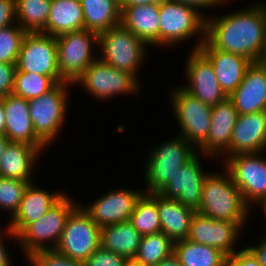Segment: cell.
I'll list each match as a JSON object with an SVG mask.
<instances>
[{
	"instance_id": "cell-26",
	"label": "cell",
	"mask_w": 266,
	"mask_h": 266,
	"mask_svg": "<svg viewBox=\"0 0 266 266\" xmlns=\"http://www.w3.org/2000/svg\"><path fill=\"white\" fill-rule=\"evenodd\" d=\"M157 208L161 231L173 242L187 239L190 223L196 211L159 193H157Z\"/></svg>"
},
{
	"instance_id": "cell-42",
	"label": "cell",
	"mask_w": 266,
	"mask_h": 266,
	"mask_svg": "<svg viewBox=\"0 0 266 266\" xmlns=\"http://www.w3.org/2000/svg\"><path fill=\"white\" fill-rule=\"evenodd\" d=\"M16 24V0H0V29Z\"/></svg>"
},
{
	"instance_id": "cell-11",
	"label": "cell",
	"mask_w": 266,
	"mask_h": 266,
	"mask_svg": "<svg viewBox=\"0 0 266 266\" xmlns=\"http://www.w3.org/2000/svg\"><path fill=\"white\" fill-rule=\"evenodd\" d=\"M265 152L240 153L220 161L252 210L260 200L266 198Z\"/></svg>"
},
{
	"instance_id": "cell-39",
	"label": "cell",
	"mask_w": 266,
	"mask_h": 266,
	"mask_svg": "<svg viewBox=\"0 0 266 266\" xmlns=\"http://www.w3.org/2000/svg\"><path fill=\"white\" fill-rule=\"evenodd\" d=\"M16 64L0 63V98L12 94Z\"/></svg>"
},
{
	"instance_id": "cell-18",
	"label": "cell",
	"mask_w": 266,
	"mask_h": 266,
	"mask_svg": "<svg viewBox=\"0 0 266 266\" xmlns=\"http://www.w3.org/2000/svg\"><path fill=\"white\" fill-rule=\"evenodd\" d=\"M238 112L227 97L212 106L211 125L206 141L197 149L198 153L224 161L229 157V146Z\"/></svg>"
},
{
	"instance_id": "cell-29",
	"label": "cell",
	"mask_w": 266,
	"mask_h": 266,
	"mask_svg": "<svg viewBox=\"0 0 266 266\" xmlns=\"http://www.w3.org/2000/svg\"><path fill=\"white\" fill-rule=\"evenodd\" d=\"M84 29L100 34L120 25V0H80Z\"/></svg>"
},
{
	"instance_id": "cell-49",
	"label": "cell",
	"mask_w": 266,
	"mask_h": 266,
	"mask_svg": "<svg viewBox=\"0 0 266 266\" xmlns=\"http://www.w3.org/2000/svg\"><path fill=\"white\" fill-rule=\"evenodd\" d=\"M256 206L259 207V209L264 212V216H265V219H266V198L260 200Z\"/></svg>"
},
{
	"instance_id": "cell-36",
	"label": "cell",
	"mask_w": 266,
	"mask_h": 266,
	"mask_svg": "<svg viewBox=\"0 0 266 266\" xmlns=\"http://www.w3.org/2000/svg\"><path fill=\"white\" fill-rule=\"evenodd\" d=\"M28 185L27 181L0 177V209L8 212V218L11 219L18 211Z\"/></svg>"
},
{
	"instance_id": "cell-12",
	"label": "cell",
	"mask_w": 266,
	"mask_h": 266,
	"mask_svg": "<svg viewBox=\"0 0 266 266\" xmlns=\"http://www.w3.org/2000/svg\"><path fill=\"white\" fill-rule=\"evenodd\" d=\"M100 247V227L79 204L69 215L57 253L75 261L85 262Z\"/></svg>"
},
{
	"instance_id": "cell-27",
	"label": "cell",
	"mask_w": 266,
	"mask_h": 266,
	"mask_svg": "<svg viewBox=\"0 0 266 266\" xmlns=\"http://www.w3.org/2000/svg\"><path fill=\"white\" fill-rule=\"evenodd\" d=\"M84 29V13L80 0H52L43 34L53 37Z\"/></svg>"
},
{
	"instance_id": "cell-1",
	"label": "cell",
	"mask_w": 266,
	"mask_h": 266,
	"mask_svg": "<svg viewBox=\"0 0 266 266\" xmlns=\"http://www.w3.org/2000/svg\"><path fill=\"white\" fill-rule=\"evenodd\" d=\"M251 5V6H250ZM206 17L205 40L214 48L260 62L266 48V2ZM210 16V17H209Z\"/></svg>"
},
{
	"instance_id": "cell-2",
	"label": "cell",
	"mask_w": 266,
	"mask_h": 266,
	"mask_svg": "<svg viewBox=\"0 0 266 266\" xmlns=\"http://www.w3.org/2000/svg\"><path fill=\"white\" fill-rule=\"evenodd\" d=\"M196 212L214 220L236 222L243 229L247 220L250 221L252 210L244 202L242 193L234 185L229 172L223 167L220 172L210 171L206 176L202 186L201 204Z\"/></svg>"
},
{
	"instance_id": "cell-24",
	"label": "cell",
	"mask_w": 266,
	"mask_h": 266,
	"mask_svg": "<svg viewBox=\"0 0 266 266\" xmlns=\"http://www.w3.org/2000/svg\"><path fill=\"white\" fill-rule=\"evenodd\" d=\"M3 104L6 115L5 135L10 142H23L35 147H48L35 134L28 100L9 94L3 97Z\"/></svg>"
},
{
	"instance_id": "cell-47",
	"label": "cell",
	"mask_w": 266,
	"mask_h": 266,
	"mask_svg": "<svg viewBox=\"0 0 266 266\" xmlns=\"http://www.w3.org/2000/svg\"><path fill=\"white\" fill-rule=\"evenodd\" d=\"M5 111L3 104V97L0 98V134H5Z\"/></svg>"
},
{
	"instance_id": "cell-41",
	"label": "cell",
	"mask_w": 266,
	"mask_h": 266,
	"mask_svg": "<svg viewBox=\"0 0 266 266\" xmlns=\"http://www.w3.org/2000/svg\"><path fill=\"white\" fill-rule=\"evenodd\" d=\"M226 266H261L254 255L246 248L242 247L234 255L226 258Z\"/></svg>"
},
{
	"instance_id": "cell-21",
	"label": "cell",
	"mask_w": 266,
	"mask_h": 266,
	"mask_svg": "<svg viewBox=\"0 0 266 266\" xmlns=\"http://www.w3.org/2000/svg\"><path fill=\"white\" fill-rule=\"evenodd\" d=\"M198 50L210 61L224 93L229 96L243 81L252 62L244 56L214 49L206 40Z\"/></svg>"
},
{
	"instance_id": "cell-32",
	"label": "cell",
	"mask_w": 266,
	"mask_h": 266,
	"mask_svg": "<svg viewBox=\"0 0 266 266\" xmlns=\"http://www.w3.org/2000/svg\"><path fill=\"white\" fill-rule=\"evenodd\" d=\"M129 222L142 236L161 232L157 193H143L140 196Z\"/></svg>"
},
{
	"instance_id": "cell-19",
	"label": "cell",
	"mask_w": 266,
	"mask_h": 266,
	"mask_svg": "<svg viewBox=\"0 0 266 266\" xmlns=\"http://www.w3.org/2000/svg\"><path fill=\"white\" fill-rule=\"evenodd\" d=\"M35 182L29 183L23 194L20 207L9 219L6 227L18 236L30 223L37 221L49 211L66 193L64 190L47 191ZM42 188V189H41Z\"/></svg>"
},
{
	"instance_id": "cell-5",
	"label": "cell",
	"mask_w": 266,
	"mask_h": 266,
	"mask_svg": "<svg viewBox=\"0 0 266 266\" xmlns=\"http://www.w3.org/2000/svg\"><path fill=\"white\" fill-rule=\"evenodd\" d=\"M148 47L121 24L98 34V58L106 64L132 74L138 81L139 69L148 57Z\"/></svg>"
},
{
	"instance_id": "cell-45",
	"label": "cell",
	"mask_w": 266,
	"mask_h": 266,
	"mask_svg": "<svg viewBox=\"0 0 266 266\" xmlns=\"http://www.w3.org/2000/svg\"><path fill=\"white\" fill-rule=\"evenodd\" d=\"M156 266H182L178 258L174 255H170L166 259L161 260Z\"/></svg>"
},
{
	"instance_id": "cell-40",
	"label": "cell",
	"mask_w": 266,
	"mask_h": 266,
	"mask_svg": "<svg viewBox=\"0 0 266 266\" xmlns=\"http://www.w3.org/2000/svg\"><path fill=\"white\" fill-rule=\"evenodd\" d=\"M10 238V241H13V243L15 242V245L16 243H18V238L16 234L11 229L5 226L4 229L0 232V266H12L11 262L13 261L11 258L12 254H10L11 251L9 250L8 252V247H5L7 246L5 241Z\"/></svg>"
},
{
	"instance_id": "cell-13",
	"label": "cell",
	"mask_w": 266,
	"mask_h": 266,
	"mask_svg": "<svg viewBox=\"0 0 266 266\" xmlns=\"http://www.w3.org/2000/svg\"><path fill=\"white\" fill-rule=\"evenodd\" d=\"M16 69V72L60 76L56 37L41 32L27 33L21 44Z\"/></svg>"
},
{
	"instance_id": "cell-17",
	"label": "cell",
	"mask_w": 266,
	"mask_h": 266,
	"mask_svg": "<svg viewBox=\"0 0 266 266\" xmlns=\"http://www.w3.org/2000/svg\"><path fill=\"white\" fill-rule=\"evenodd\" d=\"M185 63L188 81L184 85L180 84L185 91L210 106L228 97L221 89L210 61L198 49H191Z\"/></svg>"
},
{
	"instance_id": "cell-16",
	"label": "cell",
	"mask_w": 266,
	"mask_h": 266,
	"mask_svg": "<svg viewBox=\"0 0 266 266\" xmlns=\"http://www.w3.org/2000/svg\"><path fill=\"white\" fill-rule=\"evenodd\" d=\"M202 156L203 158L215 159L202 153H197L178 169L171 181L159 194L167 199L177 200L183 206L197 211L201 204L203 182L208 175V172L202 166Z\"/></svg>"
},
{
	"instance_id": "cell-22",
	"label": "cell",
	"mask_w": 266,
	"mask_h": 266,
	"mask_svg": "<svg viewBox=\"0 0 266 266\" xmlns=\"http://www.w3.org/2000/svg\"><path fill=\"white\" fill-rule=\"evenodd\" d=\"M120 24L147 46L160 47V2L146 5H120Z\"/></svg>"
},
{
	"instance_id": "cell-35",
	"label": "cell",
	"mask_w": 266,
	"mask_h": 266,
	"mask_svg": "<svg viewBox=\"0 0 266 266\" xmlns=\"http://www.w3.org/2000/svg\"><path fill=\"white\" fill-rule=\"evenodd\" d=\"M26 34L17 23L0 29V63L16 64Z\"/></svg>"
},
{
	"instance_id": "cell-51",
	"label": "cell",
	"mask_w": 266,
	"mask_h": 266,
	"mask_svg": "<svg viewBox=\"0 0 266 266\" xmlns=\"http://www.w3.org/2000/svg\"><path fill=\"white\" fill-rule=\"evenodd\" d=\"M260 63L266 68V48Z\"/></svg>"
},
{
	"instance_id": "cell-37",
	"label": "cell",
	"mask_w": 266,
	"mask_h": 266,
	"mask_svg": "<svg viewBox=\"0 0 266 266\" xmlns=\"http://www.w3.org/2000/svg\"><path fill=\"white\" fill-rule=\"evenodd\" d=\"M30 266H84V262L72 260L55 250H42L26 257Z\"/></svg>"
},
{
	"instance_id": "cell-48",
	"label": "cell",
	"mask_w": 266,
	"mask_h": 266,
	"mask_svg": "<svg viewBox=\"0 0 266 266\" xmlns=\"http://www.w3.org/2000/svg\"><path fill=\"white\" fill-rule=\"evenodd\" d=\"M10 140L5 134H0V160Z\"/></svg>"
},
{
	"instance_id": "cell-34",
	"label": "cell",
	"mask_w": 266,
	"mask_h": 266,
	"mask_svg": "<svg viewBox=\"0 0 266 266\" xmlns=\"http://www.w3.org/2000/svg\"><path fill=\"white\" fill-rule=\"evenodd\" d=\"M64 80L60 76H46L30 72H16L12 94L31 100L40 97Z\"/></svg>"
},
{
	"instance_id": "cell-44",
	"label": "cell",
	"mask_w": 266,
	"mask_h": 266,
	"mask_svg": "<svg viewBox=\"0 0 266 266\" xmlns=\"http://www.w3.org/2000/svg\"><path fill=\"white\" fill-rule=\"evenodd\" d=\"M262 238V240H261ZM261 238H258L259 242L257 241V245L245 246L258 260L261 266H266V235Z\"/></svg>"
},
{
	"instance_id": "cell-14",
	"label": "cell",
	"mask_w": 266,
	"mask_h": 266,
	"mask_svg": "<svg viewBox=\"0 0 266 266\" xmlns=\"http://www.w3.org/2000/svg\"><path fill=\"white\" fill-rule=\"evenodd\" d=\"M242 230L244 231L236 222L214 220L195 212L187 239L198 244L213 246L228 257L241 249H237V243L240 242L238 239L240 240L243 234Z\"/></svg>"
},
{
	"instance_id": "cell-10",
	"label": "cell",
	"mask_w": 266,
	"mask_h": 266,
	"mask_svg": "<svg viewBox=\"0 0 266 266\" xmlns=\"http://www.w3.org/2000/svg\"><path fill=\"white\" fill-rule=\"evenodd\" d=\"M172 116L180 128L178 135L198 149L207 139L211 125L212 106L204 104L180 85L170 89Z\"/></svg>"
},
{
	"instance_id": "cell-23",
	"label": "cell",
	"mask_w": 266,
	"mask_h": 266,
	"mask_svg": "<svg viewBox=\"0 0 266 266\" xmlns=\"http://www.w3.org/2000/svg\"><path fill=\"white\" fill-rule=\"evenodd\" d=\"M266 151V111L238 115L234 126L229 157L240 153Z\"/></svg>"
},
{
	"instance_id": "cell-7",
	"label": "cell",
	"mask_w": 266,
	"mask_h": 266,
	"mask_svg": "<svg viewBox=\"0 0 266 266\" xmlns=\"http://www.w3.org/2000/svg\"><path fill=\"white\" fill-rule=\"evenodd\" d=\"M72 86V83L63 81L40 97L28 100L35 134L48 148L65 127L71 95L68 91Z\"/></svg>"
},
{
	"instance_id": "cell-31",
	"label": "cell",
	"mask_w": 266,
	"mask_h": 266,
	"mask_svg": "<svg viewBox=\"0 0 266 266\" xmlns=\"http://www.w3.org/2000/svg\"><path fill=\"white\" fill-rule=\"evenodd\" d=\"M52 0H16V23L27 33L43 32Z\"/></svg>"
},
{
	"instance_id": "cell-46",
	"label": "cell",
	"mask_w": 266,
	"mask_h": 266,
	"mask_svg": "<svg viewBox=\"0 0 266 266\" xmlns=\"http://www.w3.org/2000/svg\"><path fill=\"white\" fill-rule=\"evenodd\" d=\"M160 1L161 0H120V5H146Z\"/></svg>"
},
{
	"instance_id": "cell-9",
	"label": "cell",
	"mask_w": 266,
	"mask_h": 266,
	"mask_svg": "<svg viewBox=\"0 0 266 266\" xmlns=\"http://www.w3.org/2000/svg\"><path fill=\"white\" fill-rule=\"evenodd\" d=\"M57 65L60 77L74 84L98 58V34L83 29L56 37ZM95 54V55H94Z\"/></svg>"
},
{
	"instance_id": "cell-20",
	"label": "cell",
	"mask_w": 266,
	"mask_h": 266,
	"mask_svg": "<svg viewBox=\"0 0 266 266\" xmlns=\"http://www.w3.org/2000/svg\"><path fill=\"white\" fill-rule=\"evenodd\" d=\"M228 97L238 115L266 111V68L260 62L252 63L243 81Z\"/></svg>"
},
{
	"instance_id": "cell-3",
	"label": "cell",
	"mask_w": 266,
	"mask_h": 266,
	"mask_svg": "<svg viewBox=\"0 0 266 266\" xmlns=\"http://www.w3.org/2000/svg\"><path fill=\"white\" fill-rule=\"evenodd\" d=\"M154 147V148H153ZM149 150L144 163V193H159L185 163L197 153V149L183 137L176 135L172 139L154 145Z\"/></svg>"
},
{
	"instance_id": "cell-28",
	"label": "cell",
	"mask_w": 266,
	"mask_h": 266,
	"mask_svg": "<svg viewBox=\"0 0 266 266\" xmlns=\"http://www.w3.org/2000/svg\"><path fill=\"white\" fill-rule=\"evenodd\" d=\"M141 238L129 221L100 227V246L126 259H134Z\"/></svg>"
},
{
	"instance_id": "cell-6",
	"label": "cell",
	"mask_w": 266,
	"mask_h": 266,
	"mask_svg": "<svg viewBox=\"0 0 266 266\" xmlns=\"http://www.w3.org/2000/svg\"><path fill=\"white\" fill-rule=\"evenodd\" d=\"M159 15L160 49H174V46L185 40L189 42L192 37H198L193 50H197L204 42L206 18L196 9L170 0H161Z\"/></svg>"
},
{
	"instance_id": "cell-50",
	"label": "cell",
	"mask_w": 266,
	"mask_h": 266,
	"mask_svg": "<svg viewBox=\"0 0 266 266\" xmlns=\"http://www.w3.org/2000/svg\"><path fill=\"white\" fill-rule=\"evenodd\" d=\"M123 266H144V265L136 261L135 259H127Z\"/></svg>"
},
{
	"instance_id": "cell-38",
	"label": "cell",
	"mask_w": 266,
	"mask_h": 266,
	"mask_svg": "<svg viewBox=\"0 0 266 266\" xmlns=\"http://www.w3.org/2000/svg\"><path fill=\"white\" fill-rule=\"evenodd\" d=\"M127 259L101 246L84 262V266H123Z\"/></svg>"
},
{
	"instance_id": "cell-8",
	"label": "cell",
	"mask_w": 266,
	"mask_h": 266,
	"mask_svg": "<svg viewBox=\"0 0 266 266\" xmlns=\"http://www.w3.org/2000/svg\"><path fill=\"white\" fill-rule=\"evenodd\" d=\"M141 82H139L132 74L117 69L106 64L100 58L94 60L82 75L74 82L85 94L94 97V100L105 102L111 100L118 95H138L140 93Z\"/></svg>"
},
{
	"instance_id": "cell-43",
	"label": "cell",
	"mask_w": 266,
	"mask_h": 266,
	"mask_svg": "<svg viewBox=\"0 0 266 266\" xmlns=\"http://www.w3.org/2000/svg\"><path fill=\"white\" fill-rule=\"evenodd\" d=\"M170 1L192 7L196 9L198 12H200L205 18L207 17L206 15L208 14L205 10H207L208 8L209 10L211 9L213 10L219 7L221 8V6H223L220 0H170ZM203 10L205 11V13Z\"/></svg>"
},
{
	"instance_id": "cell-33",
	"label": "cell",
	"mask_w": 266,
	"mask_h": 266,
	"mask_svg": "<svg viewBox=\"0 0 266 266\" xmlns=\"http://www.w3.org/2000/svg\"><path fill=\"white\" fill-rule=\"evenodd\" d=\"M174 242L162 231L142 236L134 259L144 266H156L173 254Z\"/></svg>"
},
{
	"instance_id": "cell-4",
	"label": "cell",
	"mask_w": 266,
	"mask_h": 266,
	"mask_svg": "<svg viewBox=\"0 0 266 266\" xmlns=\"http://www.w3.org/2000/svg\"><path fill=\"white\" fill-rule=\"evenodd\" d=\"M65 194L37 221L30 223L18 236L17 247L26 258L33 252L54 250L61 238L65 223L71 212L80 204Z\"/></svg>"
},
{
	"instance_id": "cell-25",
	"label": "cell",
	"mask_w": 266,
	"mask_h": 266,
	"mask_svg": "<svg viewBox=\"0 0 266 266\" xmlns=\"http://www.w3.org/2000/svg\"><path fill=\"white\" fill-rule=\"evenodd\" d=\"M47 147H35L23 142H9L0 160V177L34 182L33 170Z\"/></svg>"
},
{
	"instance_id": "cell-15",
	"label": "cell",
	"mask_w": 266,
	"mask_h": 266,
	"mask_svg": "<svg viewBox=\"0 0 266 266\" xmlns=\"http://www.w3.org/2000/svg\"><path fill=\"white\" fill-rule=\"evenodd\" d=\"M107 193L81 207L90 215L91 219L99 226L127 222L135 209V204L144 190L119 188Z\"/></svg>"
},
{
	"instance_id": "cell-52",
	"label": "cell",
	"mask_w": 266,
	"mask_h": 266,
	"mask_svg": "<svg viewBox=\"0 0 266 266\" xmlns=\"http://www.w3.org/2000/svg\"><path fill=\"white\" fill-rule=\"evenodd\" d=\"M231 1L232 0H220V2L223 4V5H225L226 3H231ZM236 1V0H235ZM232 2H234V0L232 1ZM225 3V4H224Z\"/></svg>"
},
{
	"instance_id": "cell-30",
	"label": "cell",
	"mask_w": 266,
	"mask_h": 266,
	"mask_svg": "<svg viewBox=\"0 0 266 266\" xmlns=\"http://www.w3.org/2000/svg\"><path fill=\"white\" fill-rule=\"evenodd\" d=\"M174 255L182 266H226L227 256L213 246L188 239L174 242Z\"/></svg>"
}]
</instances>
